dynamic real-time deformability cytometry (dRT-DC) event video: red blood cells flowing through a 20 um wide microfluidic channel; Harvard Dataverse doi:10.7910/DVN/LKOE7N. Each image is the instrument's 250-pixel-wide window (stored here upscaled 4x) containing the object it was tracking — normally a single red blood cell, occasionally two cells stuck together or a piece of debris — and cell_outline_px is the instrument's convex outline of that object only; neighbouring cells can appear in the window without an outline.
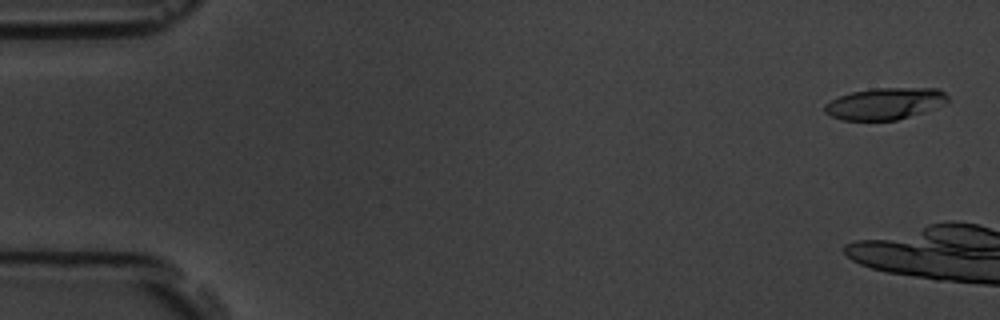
{"species": "common noctule bat (a hibernating species)", "species_latin": "Nyctalus noctula", "temperature_condition": "room temperature", "stored_images_in_passage": 6, "camera_frame_rate_fps": 3000, "um_per_image_px": 0.085, "animal": {"sex": "male", "body_mass_g": 19.5, "forearm_length_mm": 54.6}, "frame": {"image": 1, "passage_image": 1, "time_ms": 0.0, "image_size_px": [1000, 320], "cell_outline_px": [[948, 100], [944, 104], [896, 120], [840, 120], [824, 112], [824, 104], [840, 96], [852, 92], [876, 88], [936, 88], [944, 92], [948, 96]], "centroid_in_image_um": [75.19, 8.8], "position_along_channel_um": 9.8, "area_um2": 22.37}}